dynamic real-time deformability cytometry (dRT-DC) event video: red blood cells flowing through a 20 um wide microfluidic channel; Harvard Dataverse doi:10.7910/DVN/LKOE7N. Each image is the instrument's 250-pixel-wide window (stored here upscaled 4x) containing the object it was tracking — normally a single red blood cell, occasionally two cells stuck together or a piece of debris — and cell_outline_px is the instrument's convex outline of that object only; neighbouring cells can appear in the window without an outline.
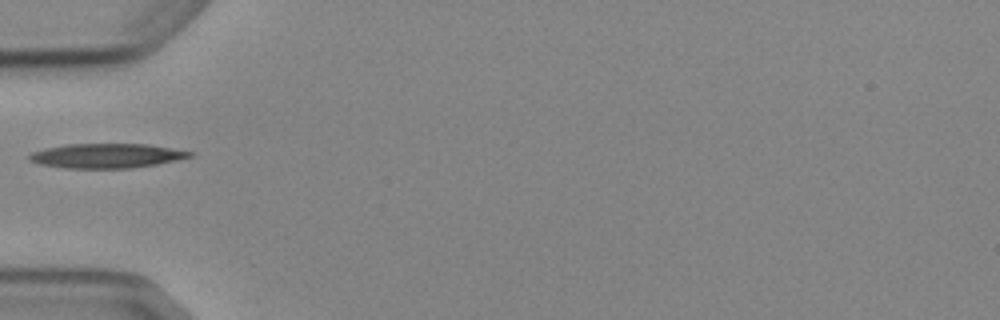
{"species": "Egyptian fruit bat (a non-hibernating species)", "species_latin": "Rousettus aegyptiacus", "temperature_condition": "cold", "stored_images_in_passage": 2, "camera_frame_rate_fps": 3000, "um_per_image_px": 0.085, "animal": {"sex": "female"}, "frame": {"image": 1, "passage_image": 1, "time_ms": 0.0, "image_size_px": [1000, 320], "cell_outline_px": [[192, 156], [176, 160], [156, 164], [132, 168], [64, 168], [40, 164], [28, 160], [28, 156], [32, 152], [44, 148], [68, 144], [148, 144], [192, 152]], "centroid_in_image_um": [9.01, 13.24], "position_along_channel_um": 76.0, "area_um2": 22.77}}
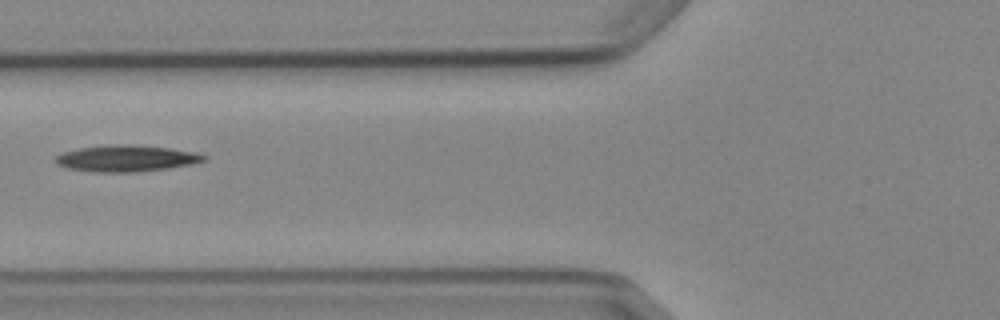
{"frame": {"image": 2, "passage_image": 2, "time_ms": 1.0, "image_size_px": [1000, 320], "cell_outline_px": [[208, 156], [204, 160], [192, 164], [168, 168], [136, 172], [96, 172], [68, 168], [56, 164], [56, 156], [60, 152], [80, 148], [108, 144], [132, 144], [168, 148], [196, 152]], "centroid_in_image_um": [10.72, 13.45], "position_along_channel_um": 115.1, "area_um2": 22.89}}